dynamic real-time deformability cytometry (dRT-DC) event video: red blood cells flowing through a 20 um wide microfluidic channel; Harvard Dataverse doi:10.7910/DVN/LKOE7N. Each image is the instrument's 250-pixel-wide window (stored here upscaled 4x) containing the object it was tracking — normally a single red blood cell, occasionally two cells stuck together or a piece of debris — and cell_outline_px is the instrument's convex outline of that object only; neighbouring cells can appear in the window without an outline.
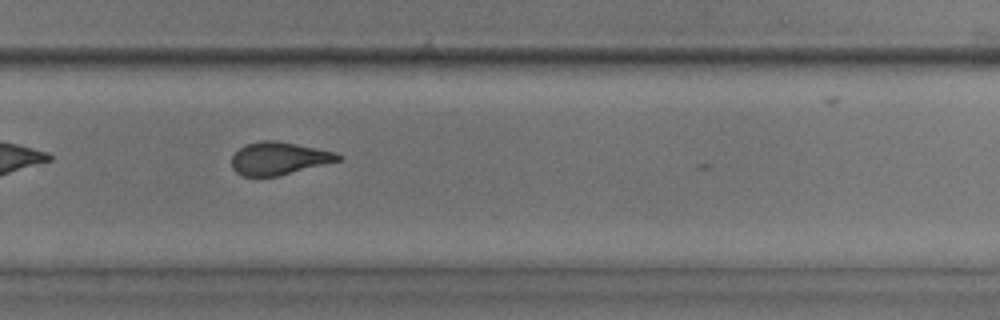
{"species": "common noctule bat (a hibernating species)", "species_latin": "Nyctalus noctula", "temperature_condition": "room temperature", "stored_images_in_passage": 27, "camera_frame_rate_fps": 3000, "um_per_image_px": 0.085, "animal": {"sex": "male", "body_mass_g": 17.9, "forearm_length_mm": 54.2}, "frame": {"image": 1, "passage_image": 19, "time_ms": 6.0, "image_size_px": [1000, 320], "cell_outline_px": [[344, 156], [340, 160], [276, 176], [244, 176], [236, 172], [232, 168], [232, 156], [240, 148], [248, 144], [260, 140], [276, 140], [336, 152]], "centroid_in_image_um": [23.7, 13.45], "position_along_channel_um": 306.1, "area_um2": 20.0}}
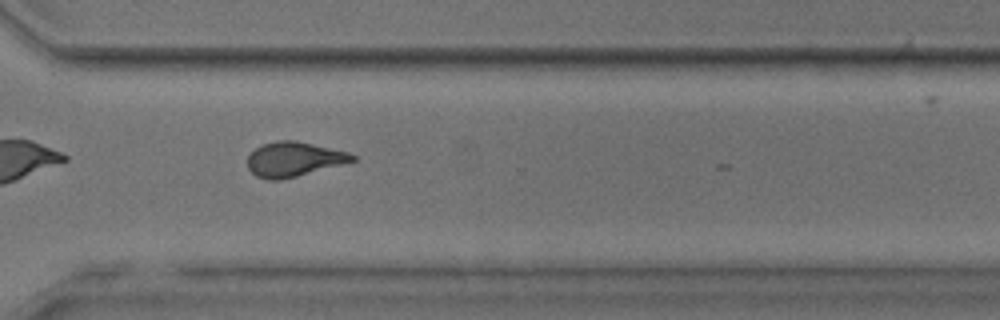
{"frame": {"image": 2, "passage_image": 22, "time_ms": 7.0, "image_size_px": [1000, 320], "cell_outline_px": [[356, 160], [296, 176], [280, 180], [268, 180], [256, 176], [248, 168], [248, 156], [256, 148], [264, 144], [276, 140], [296, 140], [348, 152], [356, 156]], "centroid_in_image_um": [24.95, 13.53], "position_along_channel_um": 345.6, "area_um2": 20.87}, "authors_computed_cell_mechanics": {"area_um2": 20.8658, "velocity_mm_per_s": 3.9122, "shape_relaxation_time_tau1_ms": null, "shape_relaxation_time_tau2_ms": 1.4259, "deformation_change_tau1": null, "deformation_change_tau2": 0.0769}}